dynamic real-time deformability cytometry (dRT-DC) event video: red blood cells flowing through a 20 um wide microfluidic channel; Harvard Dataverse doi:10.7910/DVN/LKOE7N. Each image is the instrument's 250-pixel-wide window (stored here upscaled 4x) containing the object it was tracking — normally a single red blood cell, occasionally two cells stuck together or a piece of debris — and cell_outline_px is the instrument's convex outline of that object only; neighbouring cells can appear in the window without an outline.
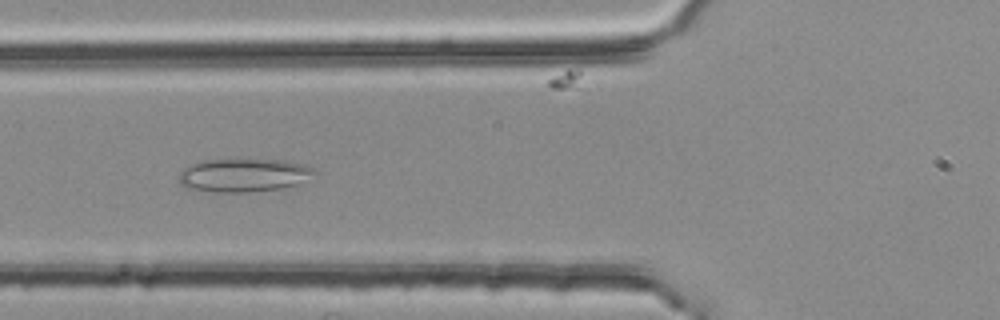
{"species": "common noctule bat (a hibernating species)", "species_latin": "Nyctalus noctula", "temperature_condition": "room temperature", "stored_images_in_passage": 52, "camera_frame_rate_fps": 3000, "um_per_image_px": 0.085, "animal": {"sex": "female", "body_mass_g": 25.1}, "frame": {"image": 1, "passage_image": 18, "time_ms": 5.667, "image_size_px": [1000, 320], "cell_outline_px": [[316, 172], [296, 184], [280, 188], [248, 192], [216, 192], [188, 188], [180, 184], [180, 172], [184, 168], [192, 164], [208, 160], [280, 160], [304, 164], [312, 168]], "centroid_in_image_um": [20.68, 14.89], "position_along_channel_um": 105.1, "area_um2": 25.66}}
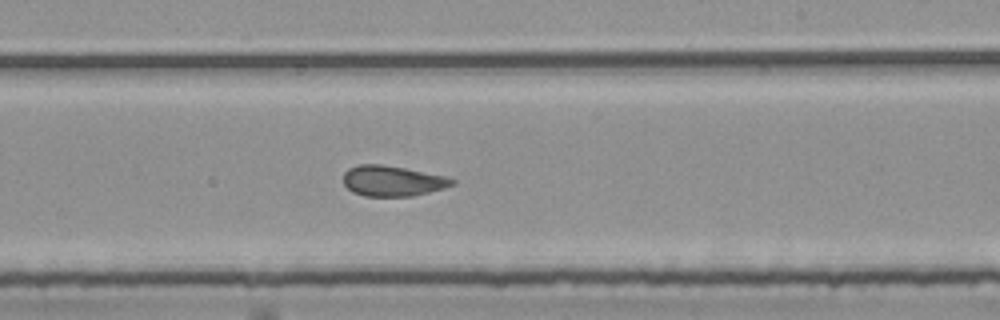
{"frame": {"image": 2, "passage_image": 30, "time_ms": 9.667, "image_size_px": [1000, 320], "cell_outline_px": [[456, 184], [444, 188], [412, 196], [364, 196], [352, 192], [344, 184], [344, 172], [348, 168], [360, 164], [380, 164], [404, 168], [444, 176], [456, 180]], "centroid_in_image_um": [33.35, 15.38], "position_along_channel_um": 255.7, "area_um2": 19.25}}
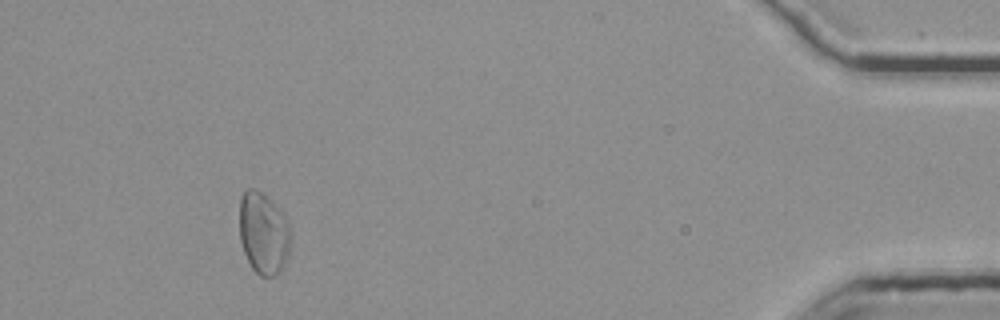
{"frame": {"image": 3, "passage_image": 48, "time_ms": 15.667, "image_size_px": [1000, 320], "cell_outline_px": [[292, 236], [288, 252], [284, 264], [272, 276], [260, 276], [252, 268], [244, 252], [240, 240], [240, 200], [244, 192], [248, 188], [256, 188], [280, 208], [284, 212], [288, 220], [292, 232]], "centroid_in_image_um": [22.42, 19.78], "position_along_channel_um": 412.8, "area_um2": 24.51}}